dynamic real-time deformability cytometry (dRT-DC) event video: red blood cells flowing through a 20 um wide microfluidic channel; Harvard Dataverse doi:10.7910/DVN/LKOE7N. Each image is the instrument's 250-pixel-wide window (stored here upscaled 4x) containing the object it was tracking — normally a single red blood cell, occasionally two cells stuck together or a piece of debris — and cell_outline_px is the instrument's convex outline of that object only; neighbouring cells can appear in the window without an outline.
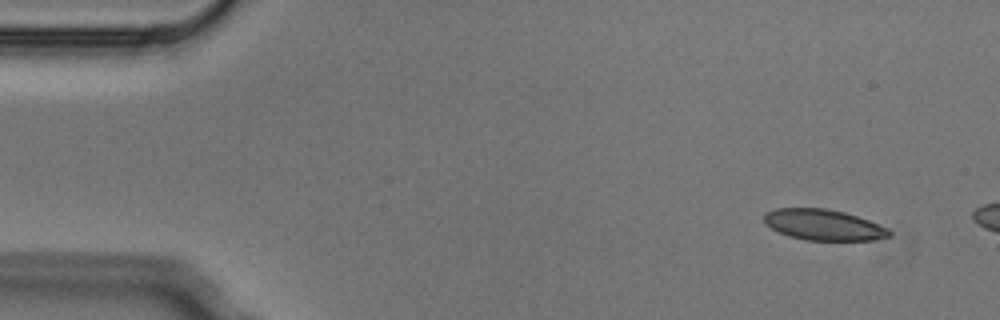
{"species": "Egyptian fruit bat (a non-hibernating species)", "species_latin": "Rousettus aegyptiacus", "temperature_condition": "cold", "stored_images_in_passage": 4, "camera_frame_rate_fps": 3000, "um_per_image_px": 0.085, "animal": {"sex": "male"}, "frame": {"image": 1, "passage_image": 1, "time_ms": 0.0, "image_size_px": [1000, 320], "cell_outline_px": [[892, 236], [872, 240], [804, 240], [788, 236], [764, 224], [764, 212], [776, 208], [824, 208], [844, 212], [868, 220], [888, 228], [892, 232]], "centroid_in_image_um": [69.98, 19.11], "position_along_channel_um": 15.0, "area_um2": 22.54}}